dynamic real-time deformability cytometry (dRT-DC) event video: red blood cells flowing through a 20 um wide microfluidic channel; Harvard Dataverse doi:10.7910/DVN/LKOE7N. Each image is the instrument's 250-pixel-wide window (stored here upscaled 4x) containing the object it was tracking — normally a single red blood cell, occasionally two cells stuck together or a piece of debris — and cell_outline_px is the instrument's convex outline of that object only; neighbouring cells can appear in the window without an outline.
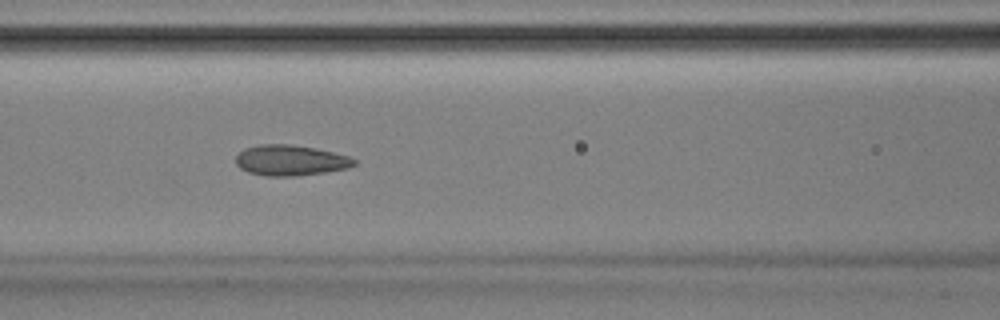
{"species": "Egyptian fruit bat (a non-hibernating species)", "species_latin": "Rousettus aegyptiacus", "temperature_condition": "room temperature", "stored_images_in_passage": 42, "camera_frame_rate_fps": 3000, "um_per_image_px": 0.085, "animal": {"sex": "male"}, "frame": {"image": 1, "passage_image": 13, "time_ms": 4.0, "image_size_px": [1000, 320], "cell_outline_px": [[356, 164], [348, 168], [324, 172], [296, 176], [268, 176], [248, 172], [240, 168], [236, 164], [236, 156], [244, 148], [260, 144], [292, 144], [316, 148], [348, 156], [356, 160]], "centroid_in_image_um": [24.68, 13.62], "position_along_channel_um": 141.9, "area_um2": 21.1}}
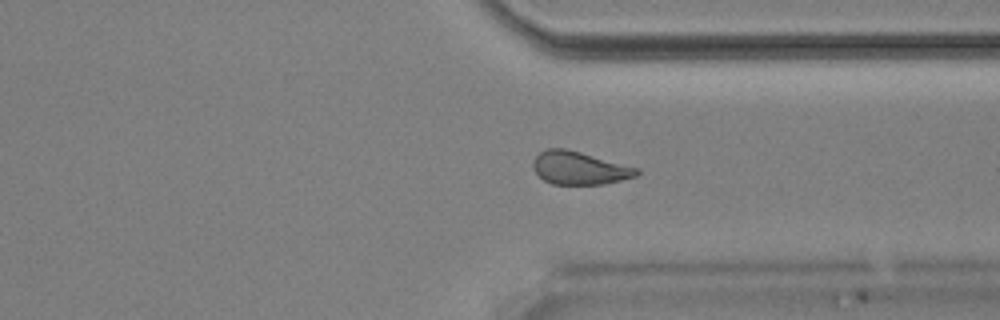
{"frame": {"image": 2, "passage_image": 30, "time_ms": 9.667, "image_size_px": [1000, 320], "cell_outline_px": [[640, 172], [636, 176], [604, 184], [552, 184], [544, 180], [532, 168], [532, 164], [536, 156], [540, 152], [548, 148], [564, 148], [580, 152], [640, 168]], "centroid_in_image_um": [49.25, 14.28], "position_along_channel_um": 362.1, "area_um2": 19.83}}
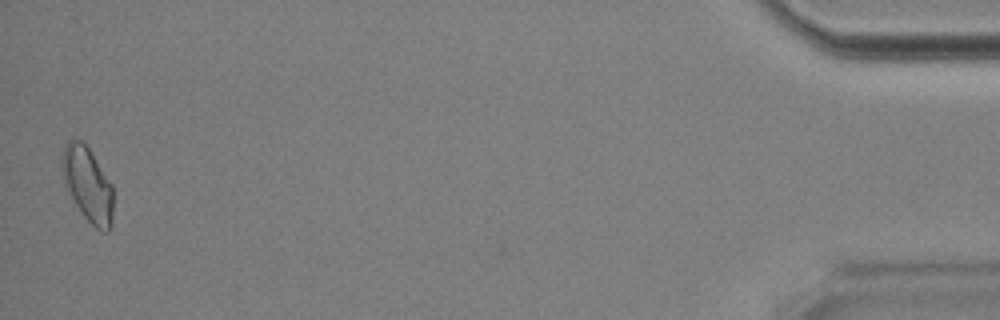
{"frame": {"image": 3, "passage_image": 42, "time_ms": 13.667, "image_size_px": [1000, 320], "cell_outline_px": [[112, 228], [108, 232], [104, 232], [96, 228], [80, 212], [64, 184], [60, 164], [60, 160], [64, 144], [72, 136], [84, 140], [112, 184]], "centroid_in_image_um": [7.42, 15.6], "position_along_channel_um": 427.8, "area_um2": 22.77}, "authors_computed_cell_mechanics": {"area_um2": 20.7213, "velocity_mm_per_s": 3.8878, "shape_relaxation_time_tau1_ms": null, "shape_relaxation_time_tau2_ms": 1.618, "deformation_change_tau1": null, "deformation_change_tau2": 0.0792}}